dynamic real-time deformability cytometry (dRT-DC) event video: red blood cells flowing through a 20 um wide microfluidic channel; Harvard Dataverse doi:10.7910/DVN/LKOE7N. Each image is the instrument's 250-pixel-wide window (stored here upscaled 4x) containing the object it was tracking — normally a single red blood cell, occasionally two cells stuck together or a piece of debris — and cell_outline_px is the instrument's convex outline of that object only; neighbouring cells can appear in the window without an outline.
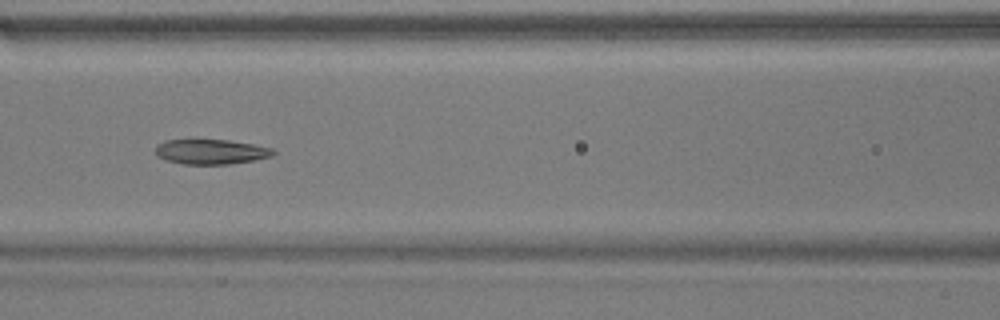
{"species": "common noctule bat (a hibernating species)", "species_latin": "Nyctalus noctula", "temperature_condition": "warm", "stored_images_in_passage": 28, "camera_frame_rate_fps": 3000, "um_per_image_px": 0.085, "animal": {"sex": "male", "body_mass_g": 17.9}, "frame": {"image": 1, "passage_image": 9, "time_ms": 2.667, "image_size_px": [1000, 320], "cell_outline_px": [[276, 152], [272, 156], [252, 160], [228, 164], [184, 164], [168, 160], [156, 156], [156, 144], [164, 140], [228, 140], [252, 144], [272, 148]], "centroid_in_image_um": [17.91, 12.89], "position_along_channel_um": 148.7, "area_um2": 16.94}, "authors_computed_cell_mechanics": {"area_um2": 17.8313, "velocity_mm_per_s": 3.7765, "shape_relaxation_time_tau1_ms": null, "shape_relaxation_time_tau2_ms": 3.3891, "deformation_change_tau1": null, "deformation_change_tau2": 0.123}}